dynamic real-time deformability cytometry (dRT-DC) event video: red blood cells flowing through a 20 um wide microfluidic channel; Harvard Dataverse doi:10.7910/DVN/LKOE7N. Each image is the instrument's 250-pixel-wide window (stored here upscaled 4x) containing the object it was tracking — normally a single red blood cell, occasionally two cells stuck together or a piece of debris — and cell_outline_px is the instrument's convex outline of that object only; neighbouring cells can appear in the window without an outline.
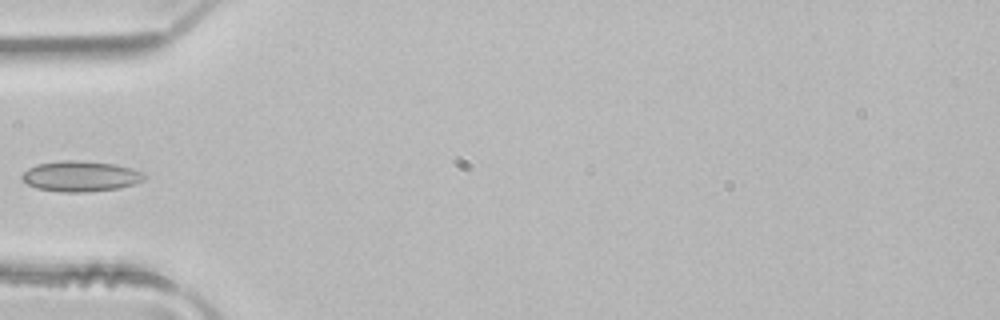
{"species": "common noctule bat (a hibernating species)", "species_latin": "Nyctalus noctula", "temperature_condition": "room temperature", "stored_images_in_passage": 3, "camera_frame_rate_fps": 3000, "um_per_image_px": 0.085, "animal": {"sex": "male", "body_mass_g": 21.5, "forearm_length_mm": 52.0}, "frame": {"image": 1, "passage_image": 3, "time_ms": 0.667, "image_size_px": [1000, 320], "cell_outline_px": [[148, 176], [144, 180], [120, 188], [88, 192], [60, 192], [36, 188], [28, 184], [20, 176], [28, 168], [36, 164], [60, 160], [76, 160], [116, 164], [132, 168], [144, 172]], "centroid_in_image_um": [6.87, 14.98], "position_along_channel_um": 78.1, "area_um2": 22.02}}